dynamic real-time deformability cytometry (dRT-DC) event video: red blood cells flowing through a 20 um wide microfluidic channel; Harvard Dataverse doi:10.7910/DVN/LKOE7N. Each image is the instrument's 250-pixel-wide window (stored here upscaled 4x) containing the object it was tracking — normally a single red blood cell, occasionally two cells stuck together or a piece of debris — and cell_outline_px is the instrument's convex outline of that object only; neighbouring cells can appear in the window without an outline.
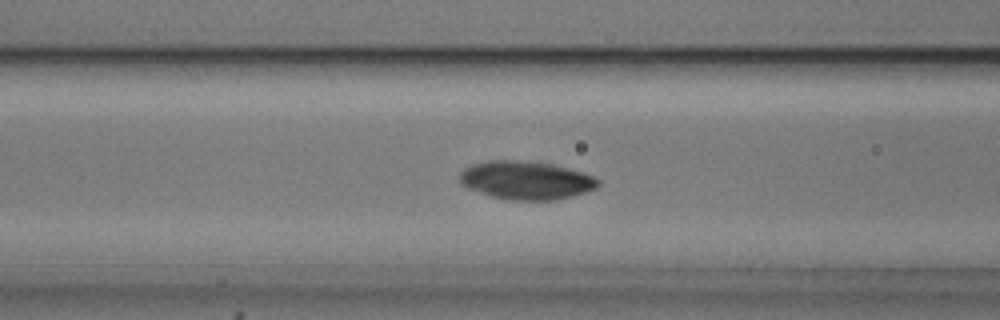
{"species": "common noctule bat (a hibernating species)", "species_latin": "Nyctalus noctula", "temperature_condition": "cold", "stored_images_in_passage": 55, "camera_frame_rate_fps": 3000, "um_per_image_px": 0.085, "animal": {"sex": "male", "body_mass_g": 20.5, "forearm_length_mm": 52.5}, "frame": {"image": 1, "passage_image": 22, "time_ms": 7.0, "image_size_px": [1000, 320], "cell_outline_px": [[600, 184], [596, 188], [572, 196], [552, 200], [508, 200], [492, 196], [468, 188], [460, 180], [460, 172], [464, 168], [472, 164], [488, 160], [516, 160], [552, 164], [568, 168], [592, 176], [600, 180]], "centroid_in_image_um": [44.71, 15.32], "position_along_channel_um": 121.9, "area_um2": 30.63}}
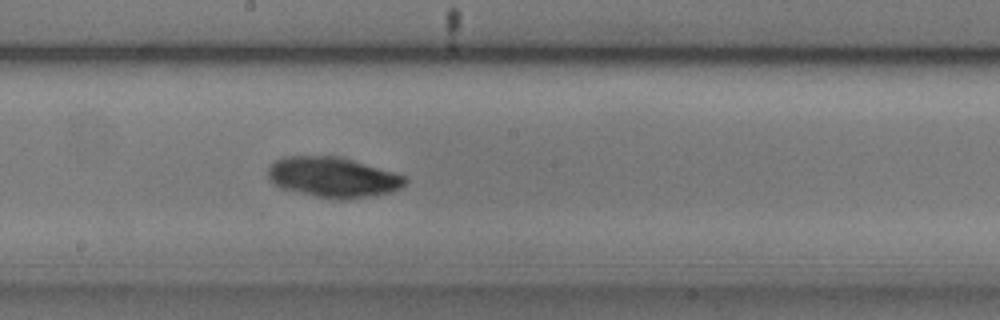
{"frame": {"image": 2, "passage_image": 30, "time_ms": 9.667, "image_size_px": [1000, 320], "cell_outline_px": [[408, 180], [400, 188], [388, 192], [348, 200], [316, 196], [280, 188], [272, 184], [268, 176], [268, 168], [276, 160], [288, 156], [340, 156], [392, 172], [404, 176]], "centroid_in_image_um": [28.26, 15.06], "position_along_channel_um": 219.9, "area_um2": 31.79}}
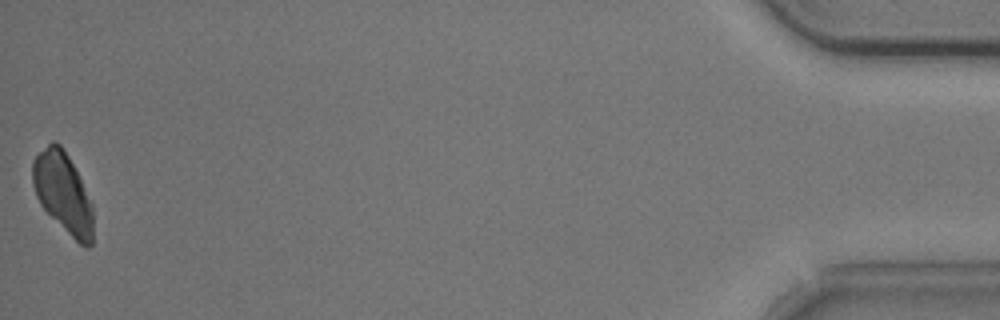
{"frame": {"image": 3, "passage_image": 55, "time_ms": 18.0, "image_size_px": [1000, 320], "cell_outline_px": [[92, 244], [88, 248], [84, 248], [40, 204], [36, 196], [32, 184], [32, 160], [52, 140], [56, 140], [64, 148], [92, 204]], "centroid_in_image_um": [5.33, 16.35], "position_along_channel_um": 429.9, "area_um2": 27.74}}